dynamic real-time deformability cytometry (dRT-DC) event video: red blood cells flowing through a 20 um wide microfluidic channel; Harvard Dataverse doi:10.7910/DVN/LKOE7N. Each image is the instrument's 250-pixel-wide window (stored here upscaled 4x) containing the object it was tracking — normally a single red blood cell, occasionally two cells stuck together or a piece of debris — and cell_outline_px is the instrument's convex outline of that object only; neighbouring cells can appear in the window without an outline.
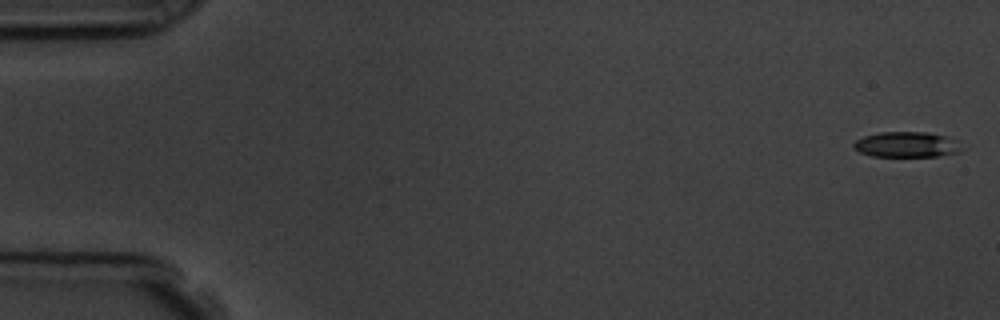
{"species": "common noctule bat (a hibernating species)", "species_latin": "Nyctalus noctula", "temperature_condition": "room temperature", "stored_images_in_passage": 7, "camera_frame_rate_fps": 3000, "um_per_image_px": 0.085, "animal": {"sex": "male", "body_mass_g": 19.5, "forearm_length_mm": 54.6}, "frame": {"image": 1, "passage_image": 1, "time_ms": 0.0, "image_size_px": [1000, 320], "cell_outline_px": [[960, 152], [940, 156], [872, 156], [860, 152], [852, 148], [852, 144], [856, 140], [864, 136], [880, 132], [928, 132], [948, 136], [960, 140]], "centroid_in_image_um": [77.09, 12.28], "position_along_channel_um": 7.9, "area_um2": 16.24}}
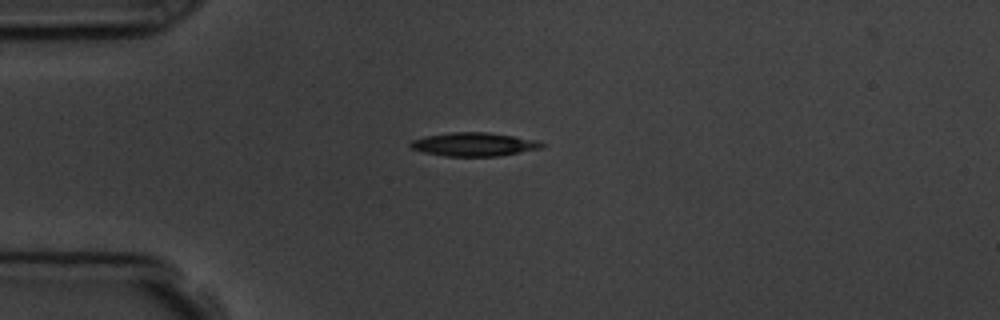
{"frame": {"image": 2, "passage_image": 5, "time_ms": 4.333, "image_size_px": [1000, 320], "cell_outline_px": [[548, 144], [544, 148], [500, 156], [444, 156], [424, 152], [412, 148], [408, 144], [412, 140], [428, 136], [452, 132], [484, 132], [512, 136], [536, 140]], "centroid_in_image_um": [40.35, 12.28], "position_along_channel_um": 44.7, "area_um2": 17.98}}